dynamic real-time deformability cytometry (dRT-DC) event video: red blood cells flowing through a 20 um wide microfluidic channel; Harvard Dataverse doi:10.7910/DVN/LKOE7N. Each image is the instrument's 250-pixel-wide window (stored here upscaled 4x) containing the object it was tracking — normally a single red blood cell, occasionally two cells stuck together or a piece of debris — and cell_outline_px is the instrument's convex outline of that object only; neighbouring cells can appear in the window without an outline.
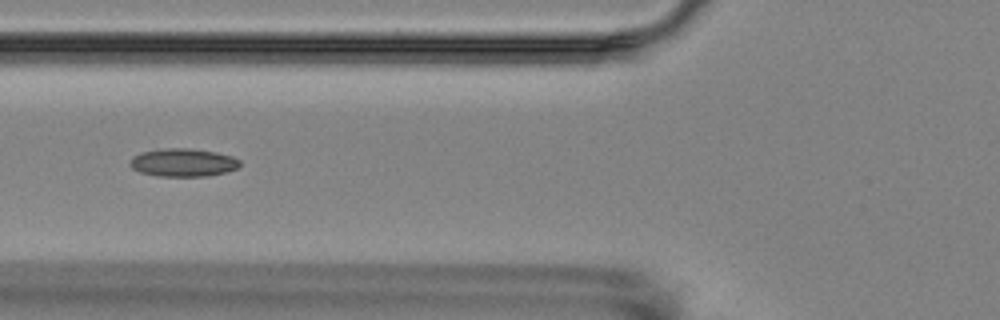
{"species": "Egyptian fruit bat (a non-hibernating species)", "species_latin": "Rousettus aegyptiacus", "temperature_condition": "room temperature", "stored_images_in_passage": 17, "camera_frame_rate_fps": 3000, "um_per_image_px": 0.085, "animal": {"sex": "female"}, "frame": {"image": 1, "passage_image": 7, "time_ms": 6.667, "image_size_px": [1000, 320], "cell_outline_px": [[240, 164], [236, 168], [224, 172], [208, 176], [156, 176], [140, 172], [132, 168], [128, 164], [132, 156], [140, 152], [164, 148], [188, 148], [216, 152], [232, 156], [240, 160]], "centroid_in_image_um": [15.52, 13.81], "position_along_channel_um": 110.3, "area_um2": 18.03}}
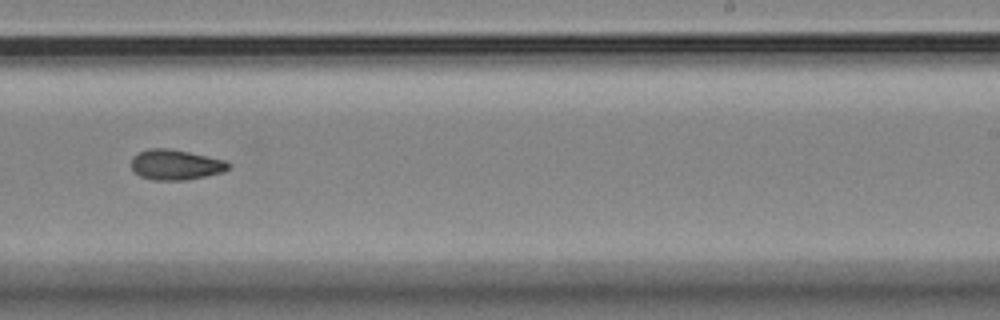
{"frame": {"image": 2, "passage_image": 11, "time_ms": 11.333, "image_size_px": [1000, 320], "cell_outline_px": [[228, 168], [224, 172], [184, 180], [152, 180], [140, 176], [132, 168], [132, 156], [148, 148], [168, 148], [188, 152], [224, 160], [228, 164]], "centroid_in_image_um": [14.89, 14.0], "position_along_channel_um": 274.1, "area_um2": 16.88}}
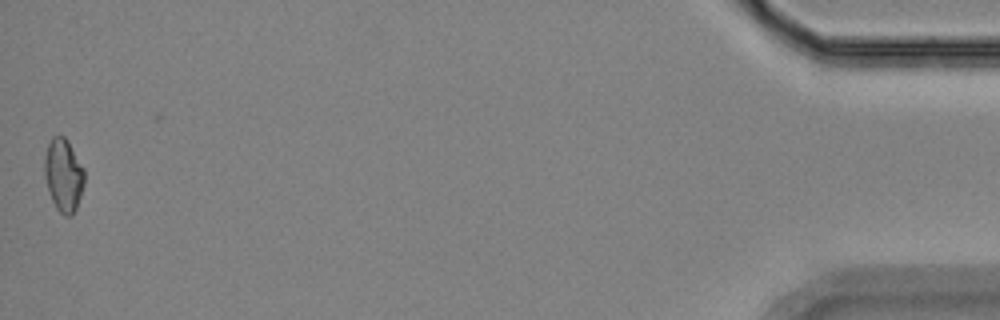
{"frame": {"image": 3, "passage_image": 17, "time_ms": 18.333, "image_size_px": [1000, 320], "cell_outline_px": [[84, 184], [76, 208], [72, 216], [64, 216], [56, 208], [52, 200], [44, 176], [44, 156], [48, 144], [52, 136], [64, 136], [68, 140], [84, 168]], "centroid_in_image_um": [5.39, 14.87], "position_along_channel_um": 429.8, "area_um2": 16.99}}